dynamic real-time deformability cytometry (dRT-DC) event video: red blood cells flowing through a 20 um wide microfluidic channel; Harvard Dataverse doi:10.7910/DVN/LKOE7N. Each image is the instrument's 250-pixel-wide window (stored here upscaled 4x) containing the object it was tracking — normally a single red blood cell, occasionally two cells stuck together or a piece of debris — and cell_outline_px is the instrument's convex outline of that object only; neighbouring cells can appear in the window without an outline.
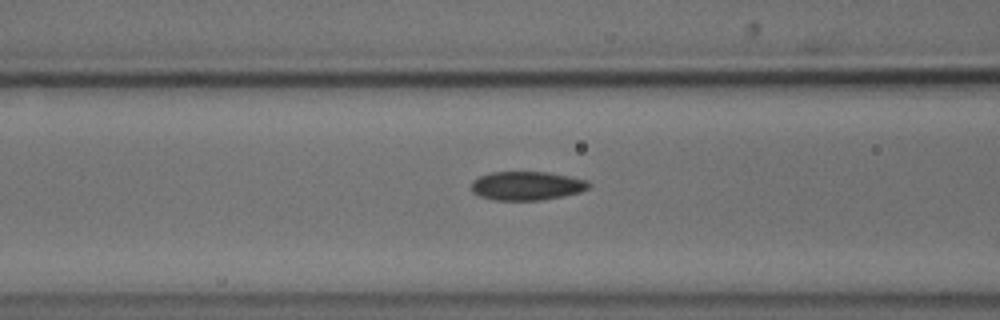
{"species": "common noctule bat (a hibernating species)", "species_latin": "Nyctalus noctula", "temperature_condition": "cold", "stored_images_in_passage": 12, "camera_frame_rate_fps": 3000, "um_per_image_px": 0.085, "animal": {"sex": "male", "body_mass_g": 18.8}, "frame": {"image": 1, "passage_image": 10, "time_ms": 3.0, "image_size_px": [1000, 320], "cell_outline_px": [[592, 184], [588, 188], [580, 192], [540, 200], [496, 200], [480, 196], [472, 192], [472, 180], [488, 172], [552, 172], [588, 180]], "centroid_in_image_um": [44.79, 15.77], "position_along_channel_um": 121.8, "area_um2": 19.77}}